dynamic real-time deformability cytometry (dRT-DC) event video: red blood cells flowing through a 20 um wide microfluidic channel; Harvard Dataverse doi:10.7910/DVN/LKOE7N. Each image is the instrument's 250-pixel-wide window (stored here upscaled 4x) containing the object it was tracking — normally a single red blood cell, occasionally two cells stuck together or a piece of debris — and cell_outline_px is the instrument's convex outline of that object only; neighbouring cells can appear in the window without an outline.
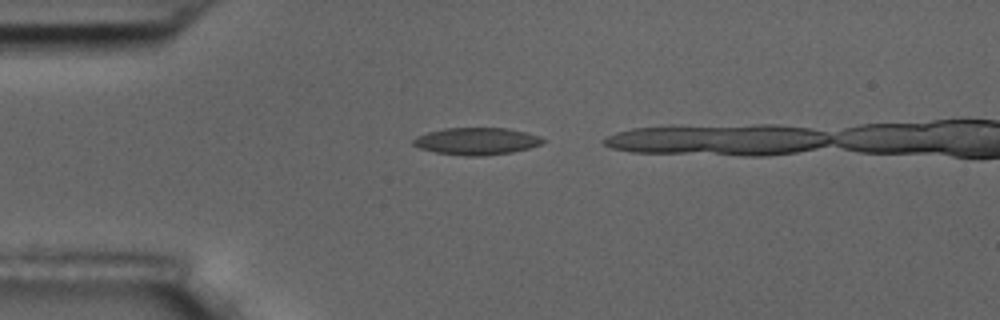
{"species": "common noctule bat (a hibernating species)", "species_latin": "Nyctalus noctula", "temperature_condition": "room temperature", "stored_images_in_passage": 11, "camera_frame_rate_fps": 3000, "um_per_image_px": 0.085, "animal": {"sex": "male", "body_mass_g": 17.5, "forearm_length_mm": 52.3}, "frame": {"image": 1, "passage_image": 4, "time_ms": 1.0, "image_size_px": [1000, 320], "cell_outline_px": [[544, 140], [540, 144], [528, 148], [512, 152], [480, 156], [464, 156], [436, 152], [420, 148], [412, 144], [412, 140], [416, 136], [428, 132], [444, 128], [508, 128], [540, 136]], "centroid_in_image_um": [40.47, 12.0], "position_along_channel_um": 44.5, "area_um2": 20.35}}